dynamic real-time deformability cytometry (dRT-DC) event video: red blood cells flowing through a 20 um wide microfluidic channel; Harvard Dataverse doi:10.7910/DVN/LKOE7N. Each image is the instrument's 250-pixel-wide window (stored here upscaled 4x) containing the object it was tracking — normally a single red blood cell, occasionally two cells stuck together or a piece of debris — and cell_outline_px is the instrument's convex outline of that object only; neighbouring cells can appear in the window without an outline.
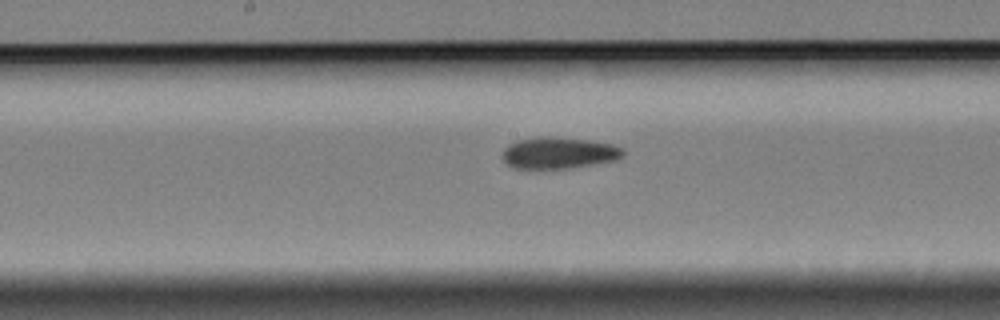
{"species": "Egyptian fruit bat (a non-hibernating species)", "species_latin": "Rousettus aegyptiacus", "temperature_condition": "cold", "stored_images_in_passage": 10, "camera_frame_rate_fps": 3000, "um_per_image_px": 0.085, "animal": {"sex": "female"}, "frame": {"image": 1, "passage_image": 10, "time_ms": 3.0, "image_size_px": [1000, 320], "cell_outline_px": [[624, 156], [616, 160], [568, 168], [516, 168], [508, 164], [504, 160], [504, 148], [508, 144], [516, 140], [536, 136], [552, 136], [588, 140], [612, 144], [624, 148]], "centroid_in_image_um": [47.51, 12.97], "position_along_channel_um": 200.7, "area_um2": 22.14}}